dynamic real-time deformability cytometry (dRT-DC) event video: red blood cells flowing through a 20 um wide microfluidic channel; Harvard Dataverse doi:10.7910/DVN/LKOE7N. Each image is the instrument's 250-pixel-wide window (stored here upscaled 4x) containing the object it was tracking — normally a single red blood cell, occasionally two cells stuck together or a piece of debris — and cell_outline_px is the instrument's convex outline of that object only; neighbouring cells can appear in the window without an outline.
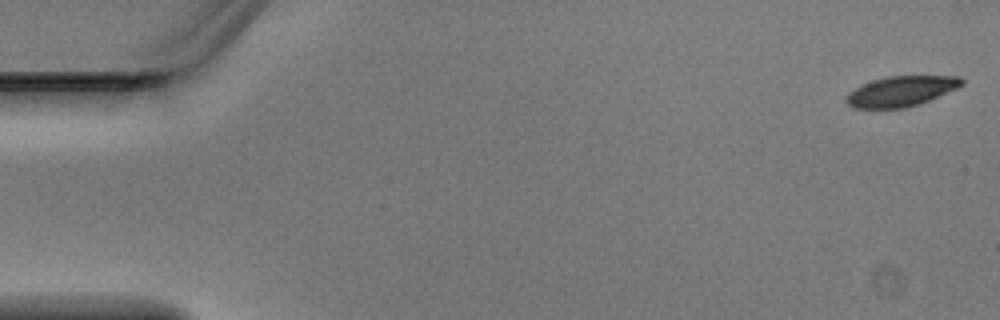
{"species": "Egyptian fruit bat (a non-hibernating species)", "species_latin": "Rousettus aegyptiacus", "temperature_condition": "warm", "stored_images_in_passage": 5, "camera_frame_rate_fps": 3000, "um_per_image_px": 0.085, "animal": {"sex": "male"}, "frame": {"image": 1, "passage_image": 1, "time_ms": 0.0, "image_size_px": [1000, 320], "cell_outline_px": [[964, 84], [956, 88], [928, 100], [904, 108], [852, 108], [844, 100], [848, 92], [872, 80], [888, 76], [960, 76], [964, 80]], "centroid_in_image_um": [76.56, 7.75], "position_along_channel_um": 8.4, "area_um2": 20.11}}
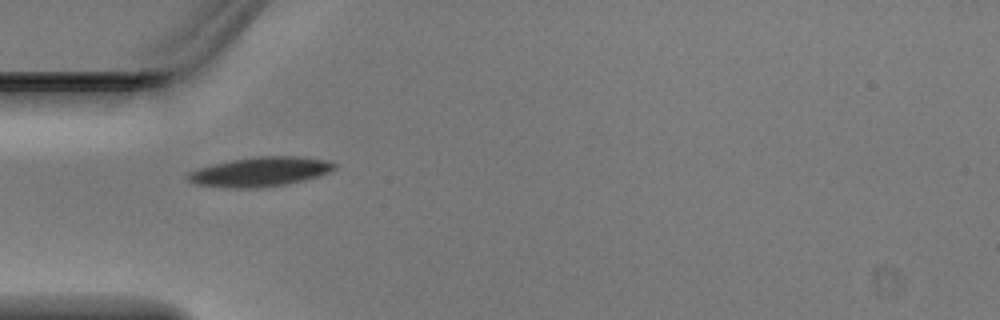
{"frame": {"image": 2, "passage_image": 4, "time_ms": 1.0, "image_size_px": [1000, 320], "cell_outline_px": [[336, 168], [320, 176], [304, 180], [284, 184], [260, 188], [228, 188], [192, 184], [184, 176], [188, 172], [212, 164], [232, 160], [256, 156], [296, 156], [328, 160], [336, 164]], "centroid_in_image_um": [22.08, 14.6], "position_along_channel_um": 62.9, "area_um2": 25.32}}
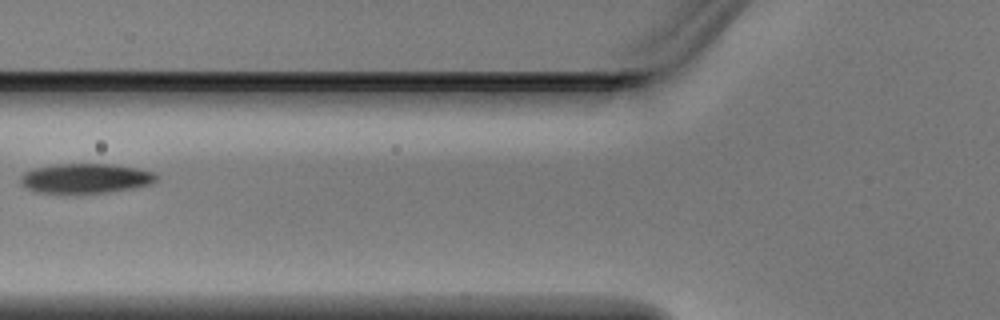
{"frame": {"image": 3, "passage_image": 5, "time_ms": 1.333, "image_size_px": [1000, 320], "cell_outline_px": [[156, 180], [152, 184], [132, 188], [104, 192], [40, 192], [28, 188], [20, 180], [20, 176], [24, 172], [36, 168], [56, 164], [112, 164], [136, 168], [152, 172], [156, 176]], "centroid_in_image_um": [7.29, 15.14], "position_along_channel_um": 118.5, "area_um2": 22.89}}